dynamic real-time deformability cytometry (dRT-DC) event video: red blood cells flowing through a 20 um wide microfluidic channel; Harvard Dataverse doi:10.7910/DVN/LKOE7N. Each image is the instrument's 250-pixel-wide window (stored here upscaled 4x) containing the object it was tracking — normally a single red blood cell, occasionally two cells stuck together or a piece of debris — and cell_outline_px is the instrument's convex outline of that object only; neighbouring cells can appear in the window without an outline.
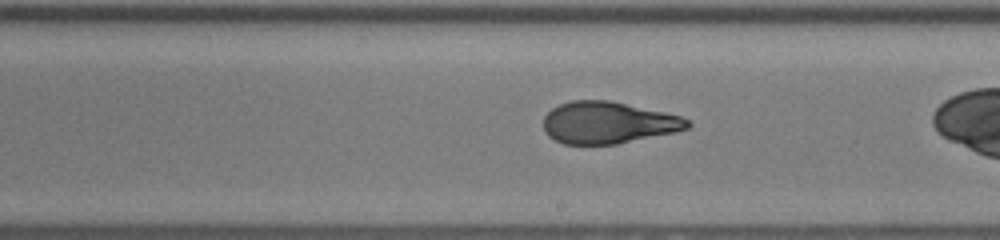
{"species": "human", "species_latin": "Homo sapiens", "temperature_condition": "room temperature", "stored_images_in_passage": 40, "camera_frame_rate_fps": 3000, "um_per_image_px": 0.085, "donor": {"sex": "female"}, "frame": {"image": 1, "passage_image": 29, "time_ms": 9.333, "image_size_px": [1000, 240], "cell_outline_px": [[692, 124], [688, 128], [676, 132], [616, 144], [564, 144], [548, 136], [544, 132], [544, 116], [552, 108], [560, 104], [572, 100], [608, 100], [664, 112], [680, 116], [688, 120]], "centroid_in_image_um": [51.67, 10.43], "position_along_channel_um": 237.3, "area_um2": 35.03}}
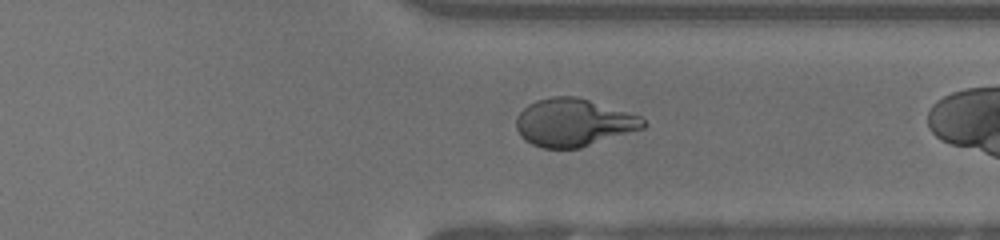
{"frame": {"image": 2, "passage_image": 38, "time_ms": 12.333, "image_size_px": [1000, 240], "cell_outline_px": [[648, 124], [644, 128], [580, 148], [540, 148], [524, 140], [520, 136], [516, 128], [516, 116], [528, 104], [536, 100], [552, 96], [576, 96], [640, 116]], "centroid_in_image_um": [48.72, 10.42], "position_along_channel_um": 362.7, "area_um2": 35.32}}